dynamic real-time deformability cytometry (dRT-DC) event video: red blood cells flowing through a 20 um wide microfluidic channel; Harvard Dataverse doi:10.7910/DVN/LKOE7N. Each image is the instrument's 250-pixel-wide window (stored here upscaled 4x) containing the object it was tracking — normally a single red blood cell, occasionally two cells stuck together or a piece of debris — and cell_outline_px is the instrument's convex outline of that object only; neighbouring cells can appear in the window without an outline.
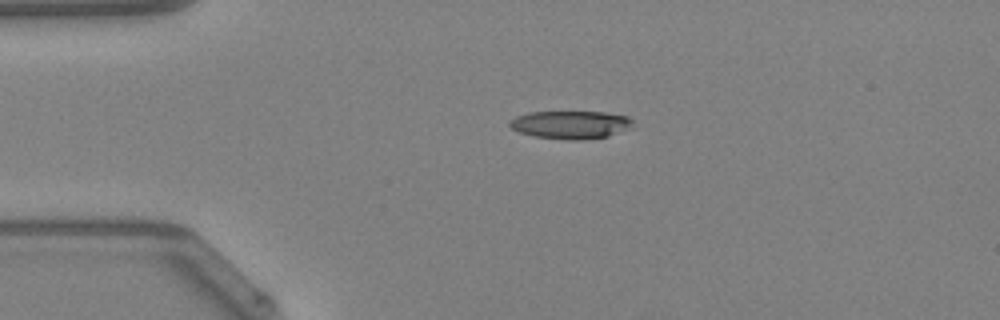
{"species": "Egyptian fruit bat (a non-hibernating species)", "species_latin": "Rousettus aegyptiacus", "temperature_condition": "warm", "stored_images_in_passage": 24, "camera_frame_rate_fps": 3000, "um_per_image_px": 0.085, "animal": {"sex": "female"}, "frame": {"image": 1, "passage_image": 1, "time_ms": 0.0, "image_size_px": [1000, 320], "cell_outline_px": [[632, 120], [624, 128], [608, 136], [580, 140], [572, 140], [536, 136], [520, 132], [512, 128], [508, 124], [508, 120], [516, 116], [528, 112], [604, 112], [628, 116]], "centroid_in_image_um": [48.4, 10.58], "position_along_channel_um": 36.6, "area_um2": 19.59}}
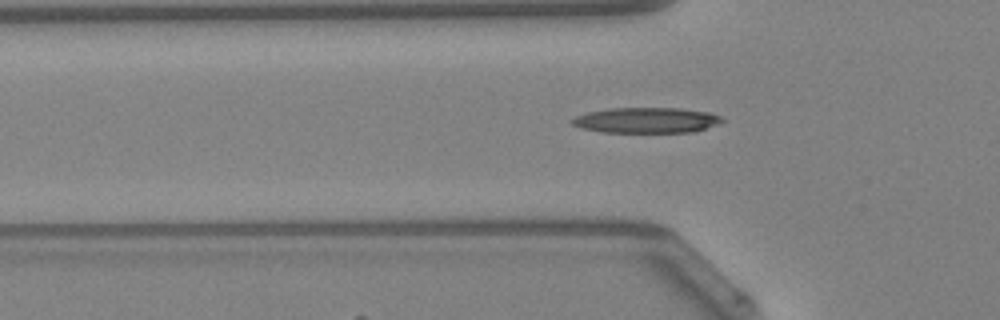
{"frame": {"image": 2, "passage_image": 6, "time_ms": 1.667, "image_size_px": [1000, 320], "cell_outline_px": [[724, 120], [720, 124], [692, 132], [600, 132], [580, 128], [572, 124], [568, 120], [576, 116], [588, 112], [608, 108], [680, 108], [712, 112], [720, 116]], "centroid_in_image_um": [54.94, 10.22], "position_along_channel_um": 70.9, "area_um2": 22.54}}
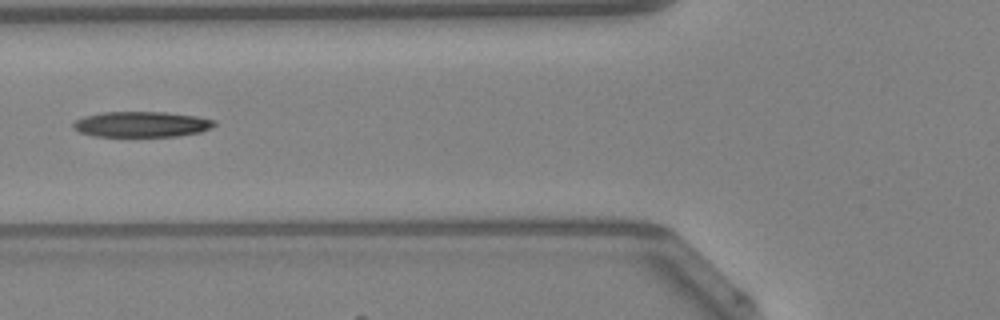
{"frame": {"image": 3, "passage_image": 9, "time_ms": 2.667, "image_size_px": [1000, 320], "cell_outline_px": [[216, 124], [200, 132], [176, 136], [92, 136], [80, 132], [72, 128], [72, 124], [76, 120], [84, 116], [104, 112], [164, 112], [196, 116], [216, 120]], "centroid_in_image_um": [12.0, 10.56], "position_along_channel_um": 113.8, "area_um2": 20.92}}